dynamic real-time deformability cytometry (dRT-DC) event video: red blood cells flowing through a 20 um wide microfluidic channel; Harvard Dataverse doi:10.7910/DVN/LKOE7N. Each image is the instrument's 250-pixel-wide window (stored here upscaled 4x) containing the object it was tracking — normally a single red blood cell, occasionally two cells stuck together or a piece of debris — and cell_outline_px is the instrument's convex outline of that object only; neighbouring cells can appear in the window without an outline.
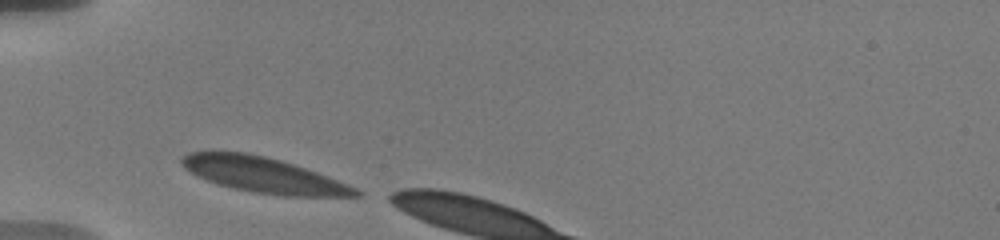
{"species": "human", "species_latin": "Homo sapiens", "temperature_condition": "warm", "stored_images_in_passage": 2, "camera_frame_rate_fps": 3000, "um_per_image_px": 0.085, "donor": {"sex": "male"}, "frame": {"image": 1, "passage_image": 1, "time_ms": 0.0, "image_size_px": [1000, 240], "cell_outline_px": [[364, 192], [360, 196], [284, 196], [252, 192], [220, 184], [208, 180], [184, 168], [180, 164], [180, 156], [188, 152], [212, 148], [248, 152], [280, 160], [328, 176], [348, 184]], "centroid_in_image_um": [22.32, 14.82], "position_along_channel_um": 62.7, "area_um2": 36.3}}